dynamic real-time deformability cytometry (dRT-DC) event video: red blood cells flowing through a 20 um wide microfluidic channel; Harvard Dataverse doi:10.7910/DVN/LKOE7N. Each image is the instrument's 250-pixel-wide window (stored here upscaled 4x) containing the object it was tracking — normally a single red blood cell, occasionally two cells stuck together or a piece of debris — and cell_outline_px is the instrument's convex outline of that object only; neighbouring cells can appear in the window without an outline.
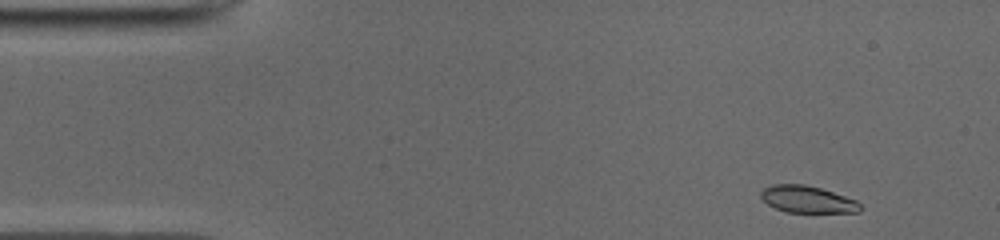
{"species": "common noctule bat (a hibernating species)", "species_latin": "Nyctalus noctula", "temperature_condition": "cold", "stored_images_in_passage": 47, "camera_frame_rate_fps": 3000, "um_per_image_px": 0.085, "animal": {"sex": "male", "body_mass_g": 19.0, "forearm_length_mm": 50.8}, "frame": {"image": 1, "passage_image": 1, "time_ms": 0.0, "image_size_px": [1000, 240], "cell_outline_px": [[860, 212], [784, 212], [768, 204], [760, 196], [760, 192], [764, 188], [772, 184], [804, 184], [820, 188], [856, 200], [860, 204]], "centroid_in_image_um": [68.6, 16.94], "position_along_channel_um": 16.4, "area_um2": 15.43}}
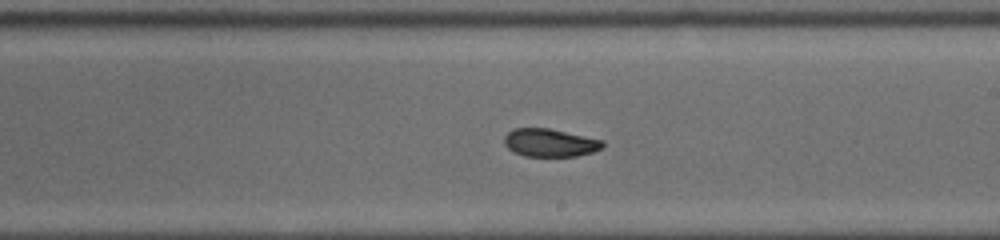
{"frame": {"image": 2, "passage_image": 25, "time_ms": 8.0, "image_size_px": [1000, 240], "cell_outline_px": [[604, 144], [600, 148], [592, 152], [576, 156], [524, 156], [508, 148], [504, 144], [504, 136], [512, 128], [548, 128], [604, 140]], "centroid_in_image_um": [46.72, 12.12], "position_along_channel_um": 242.3, "area_um2": 15.95}}
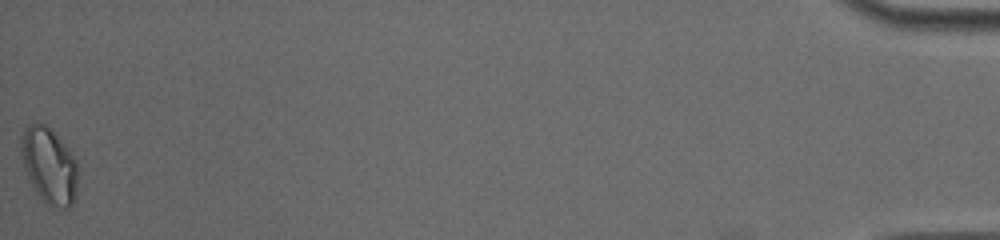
{"frame": {"image": 3, "passage_image": 47, "time_ms": 15.333, "image_size_px": [1000, 240], "cell_outline_px": [[80, 168], [76, 188], [72, 204], [68, 208], [52, 208], [44, 204], [28, 180], [24, 168], [20, 152], [20, 140], [24, 128], [32, 124], [44, 124], [68, 148], [76, 160]], "centroid_in_image_um": [4.18, 14.13], "position_along_channel_um": 431.0, "area_um2": 25.43}, "authors_computed_cell_mechanics": {"area_um2": 16.9932, "velocity_mm_per_s": 3.9557, "shape_relaxation_time_tau1_ms": 6.6033, "shape_relaxation_time_tau2_ms": 2.6295, "deformation_change_tau1": 0.1834, "deformation_change_tau2": 0.0591}}